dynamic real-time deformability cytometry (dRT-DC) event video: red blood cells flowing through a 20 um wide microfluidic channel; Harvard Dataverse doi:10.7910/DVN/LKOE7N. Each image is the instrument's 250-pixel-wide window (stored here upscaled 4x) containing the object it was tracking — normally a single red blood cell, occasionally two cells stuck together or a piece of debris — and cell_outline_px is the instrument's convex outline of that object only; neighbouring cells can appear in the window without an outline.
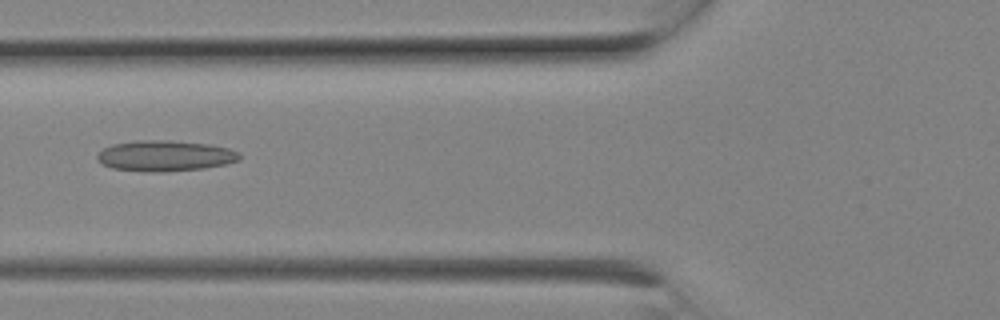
{"species": "Egyptian fruit bat (a non-hibernating species)", "species_latin": "Rousettus aegyptiacus", "temperature_condition": "room temperature", "stored_images_in_passage": 9, "camera_frame_rate_fps": 3000, "um_per_image_px": 0.085, "animal": {"sex": "female"}, "frame": {"image": 1, "passage_image": 7, "time_ms": 2.0, "image_size_px": [1000, 320], "cell_outline_px": [[240, 160], [224, 164], [204, 168], [164, 172], [144, 172], [112, 168], [96, 160], [96, 156], [104, 148], [112, 144], [140, 140], [164, 140], [208, 144], [228, 148], [240, 152]], "centroid_in_image_um": [14.02, 13.25], "position_along_channel_um": 111.8, "area_um2": 25.49}}
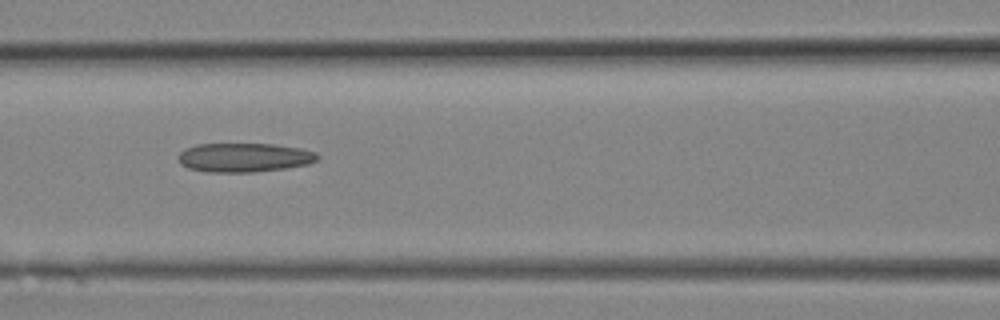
{"frame": {"image": 2, "passage_image": 8, "time_ms": 2.333, "image_size_px": [1000, 320], "cell_outline_px": [[320, 160], [308, 164], [284, 168], [256, 172], [208, 172], [188, 168], [180, 164], [176, 156], [184, 148], [196, 144], [272, 144], [300, 148], [316, 152], [320, 156]], "centroid_in_image_um": [20.74, 13.39], "position_along_channel_um": 145.9, "area_um2": 23.81}}
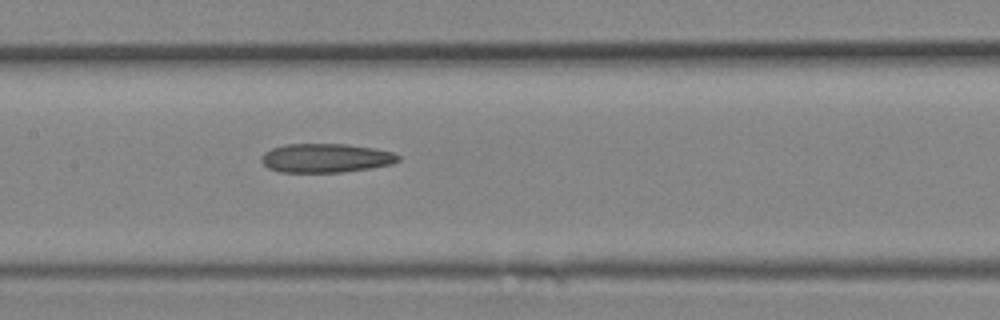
{"frame": {"image": 3, "passage_image": 9, "time_ms": 2.667, "image_size_px": [1000, 320], "cell_outline_px": [[400, 160], [392, 164], [372, 168], [340, 172], [280, 172], [268, 168], [260, 160], [264, 152], [272, 148], [288, 144], [348, 144], [372, 148], [392, 152], [400, 156]], "centroid_in_image_um": [27.69, 13.43], "position_along_channel_um": 179.7, "area_um2": 23.06}}